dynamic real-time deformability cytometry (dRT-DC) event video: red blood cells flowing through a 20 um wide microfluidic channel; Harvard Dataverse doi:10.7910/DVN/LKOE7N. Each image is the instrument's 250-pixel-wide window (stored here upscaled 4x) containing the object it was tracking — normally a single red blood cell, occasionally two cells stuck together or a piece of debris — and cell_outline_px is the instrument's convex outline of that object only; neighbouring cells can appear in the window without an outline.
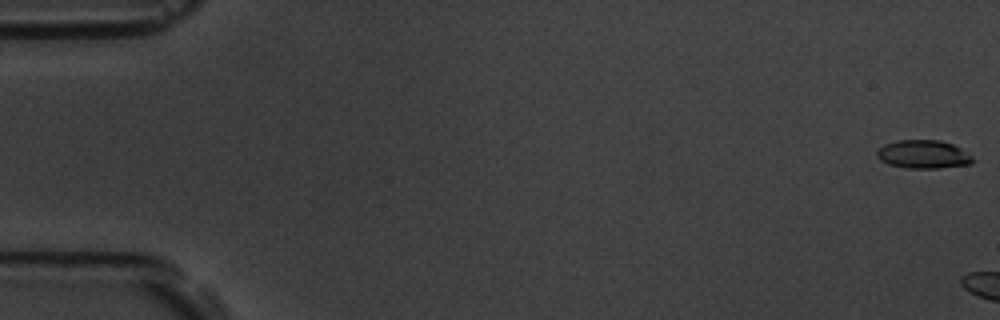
{"species": "common noctule bat (a hibernating species)", "species_latin": "Nyctalus noctula", "temperature_condition": "room temperature", "stored_images_in_passage": 7, "camera_frame_rate_fps": 3000, "um_per_image_px": 0.085, "animal": {"sex": "male", "body_mass_g": 19.5, "forearm_length_mm": 54.6}, "frame": {"image": 1, "passage_image": 1, "time_ms": 0.0, "image_size_px": [1000, 320], "cell_outline_px": [[976, 160], [972, 164], [940, 168], [904, 168], [888, 164], [880, 160], [876, 156], [876, 152], [884, 144], [896, 140], [940, 140], [952, 144], [960, 148], [972, 156]], "centroid_in_image_um": [78.49, 13.12], "position_along_channel_um": 6.5, "area_um2": 16.01}}